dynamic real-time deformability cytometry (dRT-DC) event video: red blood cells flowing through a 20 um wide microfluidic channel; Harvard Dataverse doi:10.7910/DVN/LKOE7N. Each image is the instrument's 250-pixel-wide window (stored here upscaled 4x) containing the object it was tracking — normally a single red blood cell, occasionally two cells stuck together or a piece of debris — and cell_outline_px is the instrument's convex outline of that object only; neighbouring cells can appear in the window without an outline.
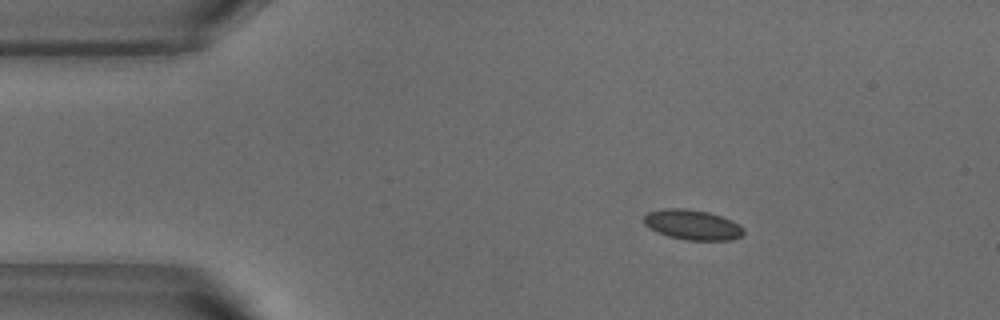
{"species": "common noctule bat (a hibernating species)", "species_latin": "Nyctalus noctula", "temperature_condition": "warm", "stored_images_in_passage": 45, "camera_frame_rate_fps": 3000, "um_per_image_px": 0.085, "animal": {"sex": "male", "body_mass_g": 18.8}, "frame": {"image": 1, "passage_image": 1, "time_ms": 0.0, "image_size_px": [1000, 320], "cell_outline_px": [[744, 232], [740, 236], [732, 240], [684, 240], [668, 236], [656, 232], [648, 228], [644, 224], [644, 216], [648, 212], [664, 208], [684, 208], [708, 212], [732, 220], [740, 224], [744, 228]], "centroid_in_image_um": [58.85, 19.11], "position_along_channel_um": 26.2, "area_um2": 17.63}}
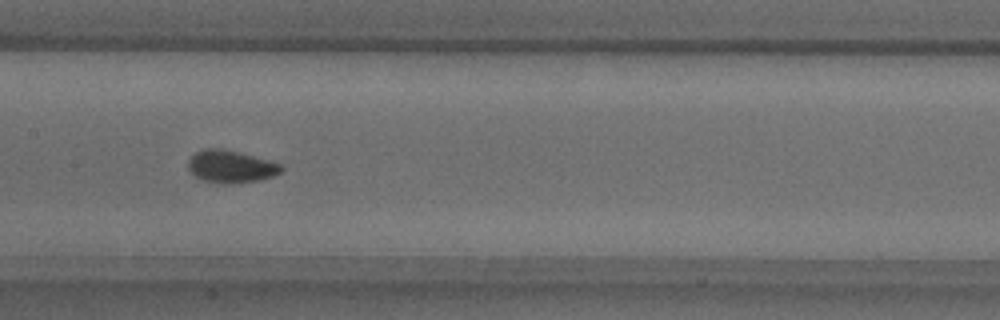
{"frame": {"image": 2, "passage_image": 18, "time_ms": 5.667, "image_size_px": [1000, 320], "cell_outline_px": [[284, 168], [280, 172], [272, 176], [260, 180], [232, 184], [224, 184], [200, 180], [188, 168], [188, 160], [196, 152], [204, 148], [220, 148], [268, 160], [280, 164]], "centroid_in_image_um": [19.6, 14.17], "position_along_channel_um": 187.8, "area_um2": 17.46}}
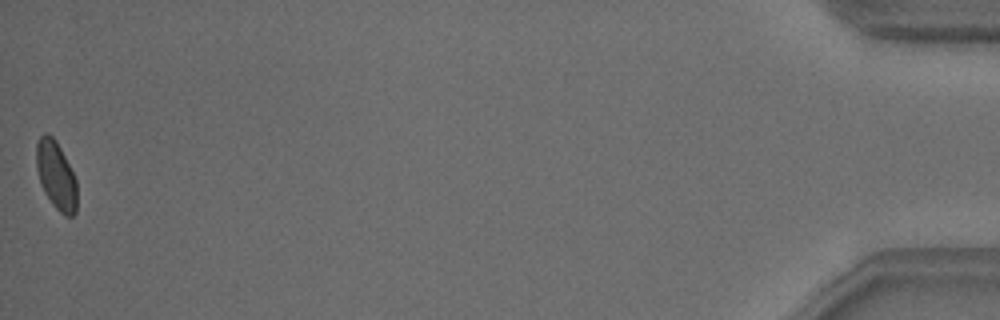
{"frame": {"image": 3, "passage_image": 45, "time_ms": 14.667, "image_size_px": [1000, 320], "cell_outline_px": [[76, 212], [72, 216], [64, 216], [52, 204], [44, 192], [40, 184], [36, 168], [36, 144], [40, 136], [44, 132], [48, 132], [56, 140], [76, 180]], "centroid_in_image_um": [4.74, 14.9], "position_along_channel_um": 430.5, "area_um2": 16.13}, "authors_computed_cell_mechanics": {"area_um2": 16.762, "velocity_mm_per_s": 3.8171, "shape_relaxation_time_tau1_ms": 4.0645, "shape_relaxation_time_tau2_ms": 0.7148, "deformation_change_tau1": 0.0752, "deformation_change_tau2": 0.0476}}